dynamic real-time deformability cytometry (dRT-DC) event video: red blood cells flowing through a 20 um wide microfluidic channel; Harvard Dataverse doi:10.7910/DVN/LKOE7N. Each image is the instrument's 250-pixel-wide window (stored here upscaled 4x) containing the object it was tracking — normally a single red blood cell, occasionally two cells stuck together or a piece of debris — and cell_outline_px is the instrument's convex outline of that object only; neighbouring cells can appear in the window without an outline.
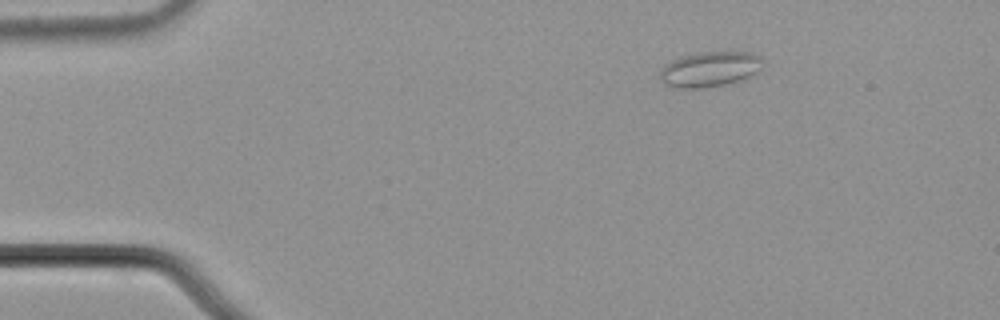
{"species": "common noctule bat (a hibernating species)", "species_latin": "Nyctalus noctula", "temperature_condition": "cold", "stored_images_in_passage": 48, "camera_frame_rate_fps": 3000, "um_per_image_px": 0.085, "animal": {"sex": "male", "body_mass_g": 21.5, "forearm_length_mm": 52.0}, "frame": {"image": 1, "passage_image": 1, "time_ms": 0.0, "image_size_px": [1000, 320], "cell_outline_px": [[764, 64], [752, 76], [744, 80], [704, 88], [676, 88], [664, 84], [660, 80], [660, 68], [664, 64], [680, 56], [696, 52], [752, 52], [760, 56], [764, 60]], "centroid_in_image_um": [60.33, 5.88], "position_along_channel_um": 24.7, "area_um2": 21.56}}
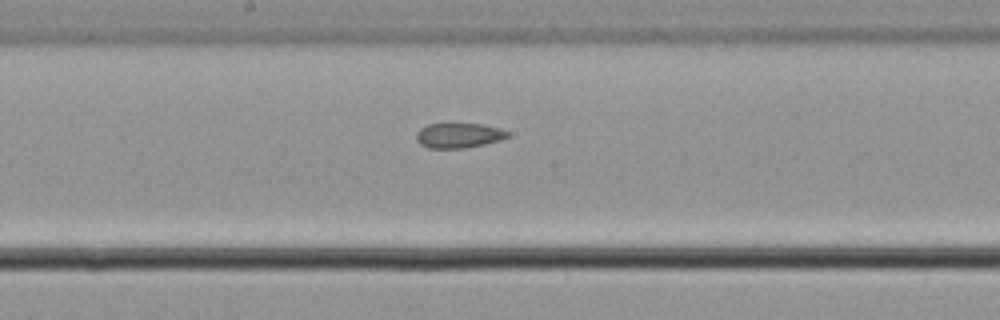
{"frame": {"image": 2, "passage_image": 22, "time_ms": 7.0, "image_size_px": [1000, 320], "cell_outline_px": [[508, 136], [500, 140], [484, 144], [464, 148], [428, 148], [420, 144], [416, 140], [416, 132], [420, 128], [428, 124], [444, 120], [452, 120], [480, 124], [500, 128], [508, 132]], "centroid_in_image_um": [38.92, 11.45], "position_along_channel_um": 209.3, "area_um2": 14.05}}
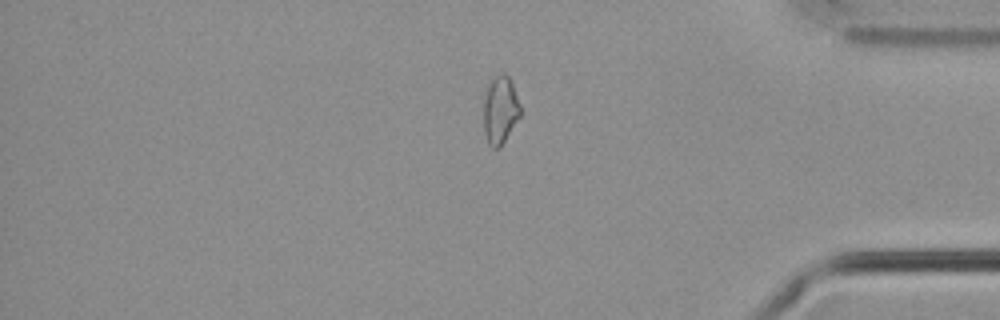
{"frame": {"image": 3, "passage_image": 39, "time_ms": 12.667, "image_size_px": [1000, 320], "cell_outline_px": [[520, 116], [500, 148], [492, 148], [488, 144], [484, 132], [484, 100], [488, 80], [500, 72], [504, 72], [508, 76], [512, 84], [520, 104]], "centroid_in_image_um": [42.5, 9.32], "position_along_channel_um": 392.7, "area_um2": 14.68}, "authors_computed_cell_mechanics": {"area_um2": 14.5945, "velocity_mm_per_s": 3.6902, "shape_relaxation_time_tau1_ms": null, "shape_relaxation_time_tau2_ms": 3.9861, "deformation_change_tau1": null, "deformation_change_tau2": 0.0962}}